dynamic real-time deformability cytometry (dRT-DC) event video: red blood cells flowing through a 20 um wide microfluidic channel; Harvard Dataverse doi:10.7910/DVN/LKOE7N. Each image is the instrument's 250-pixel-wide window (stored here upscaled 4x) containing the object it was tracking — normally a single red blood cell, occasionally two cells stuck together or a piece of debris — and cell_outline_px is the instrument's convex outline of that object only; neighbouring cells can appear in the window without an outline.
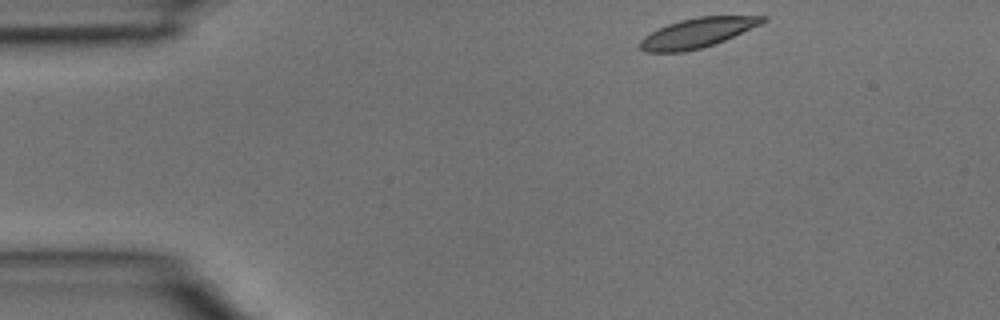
{"species": "common noctule bat (a hibernating species)", "species_latin": "Nyctalus noctula", "temperature_condition": "room temperature", "stored_images_in_passage": 4, "camera_frame_rate_fps": 3000, "um_per_image_px": 0.085, "animal": {"sex": "male", "body_mass_g": 15.6}, "frame": {"image": 1, "passage_image": 1, "time_ms": 0.0, "image_size_px": [1000, 320], "cell_outline_px": [[768, 20], [760, 24], [716, 44], [684, 52], [644, 52], [640, 48], [640, 40], [644, 36], [668, 24], [680, 20], [700, 16], [768, 16]], "centroid_in_image_um": [59.28, 2.79], "position_along_channel_um": 25.7, "area_um2": 20.98}}
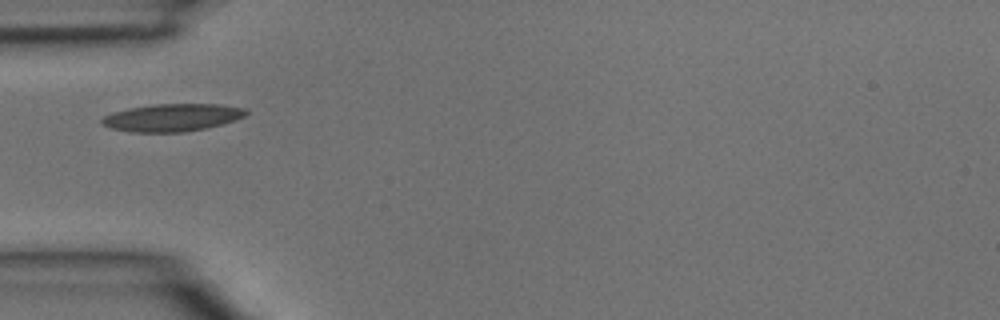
{"frame": {"image": 2, "passage_image": 3, "time_ms": 0.667, "image_size_px": [1000, 320], "cell_outline_px": [[248, 112], [244, 116], [236, 120], [204, 128], [184, 132], [132, 132], [112, 128], [100, 124], [100, 120], [104, 116], [112, 112], [128, 108], [152, 104], [216, 104], [244, 108]], "centroid_in_image_um": [14.59, 9.99], "position_along_channel_um": 70.4, "area_um2": 23.06}}
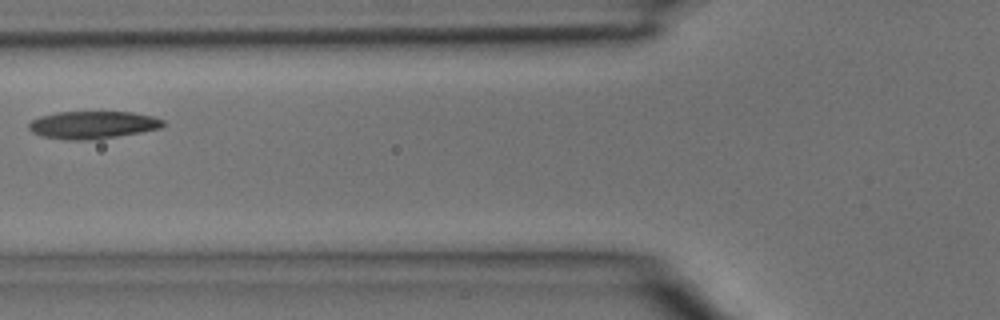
{"frame": {"image": 3, "passage_image": 4, "time_ms": 1.0, "image_size_px": [1000, 320], "cell_outline_px": [[168, 124], [160, 128], [140, 132], [116, 136], [88, 140], [68, 140], [40, 136], [32, 132], [28, 128], [28, 124], [32, 120], [40, 116], [56, 112], [132, 112], [152, 116], [164, 120]], "centroid_in_image_um": [7.87, 10.61], "position_along_channel_um": 117.9, "area_um2": 21.62}}